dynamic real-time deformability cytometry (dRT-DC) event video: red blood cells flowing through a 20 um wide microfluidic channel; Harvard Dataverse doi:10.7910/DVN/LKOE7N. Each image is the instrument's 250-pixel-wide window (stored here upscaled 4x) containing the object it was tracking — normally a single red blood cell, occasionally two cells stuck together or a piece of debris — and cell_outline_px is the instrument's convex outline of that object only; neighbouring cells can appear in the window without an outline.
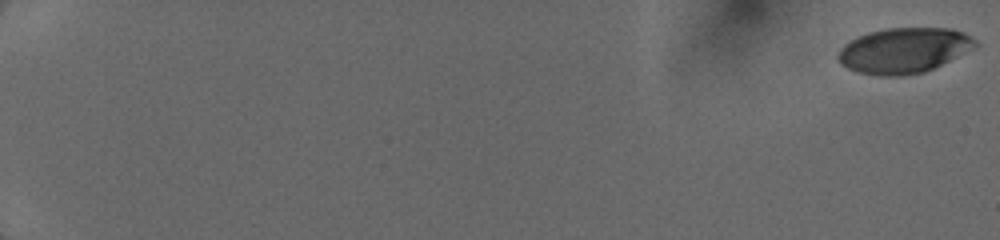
{"species": "human", "species_latin": "Homo sapiens", "temperature_condition": "cold", "stored_images_in_passage": 69, "camera_frame_rate_fps": 3000, "um_per_image_px": 0.085, "donor": {"sex": "female"}, "frame": {"image": 1, "passage_image": 1, "time_ms": 0.0, "image_size_px": [1000, 240], "cell_outline_px": [[980, 44], [976, 48], [924, 72], [900, 76], [880, 76], [860, 72], [848, 68], [840, 64], [836, 56], [840, 48], [848, 40], [856, 36], [868, 32], [888, 28], [952, 28], [964, 32], [976, 40]], "centroid_in_image_um": [76.83, 4.27], "position_along_channel_um": 8.2, "area_um2": 36.59}}
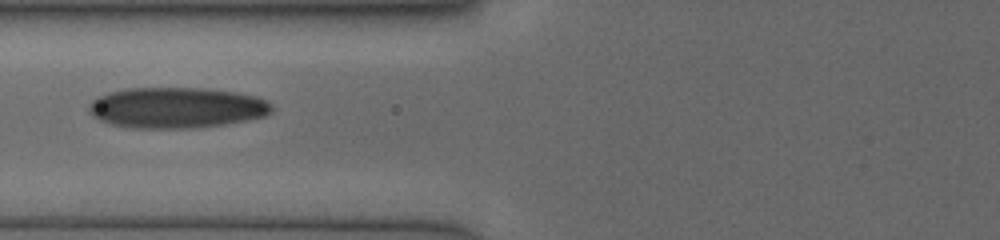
{"frame": {"image": 2, "passage_image": 48, "time_ms": 8.0, "image_size_px": [1000, 240], "cell_outline_px": [[272, 112], [264, 116], [224, 124], [192, 128], [132, 128], [112, 124], [100, 120], [92, 116], [88, 112], [88, 104], [96, 96], [108, 92], [124, 88], [204, 88], [236, 92], [256, 96], [272, 104]], "centroid_in_image_um": [14.95, 9.14], "position_along_channel_um": 110.9, "area_um2": 43.64}}
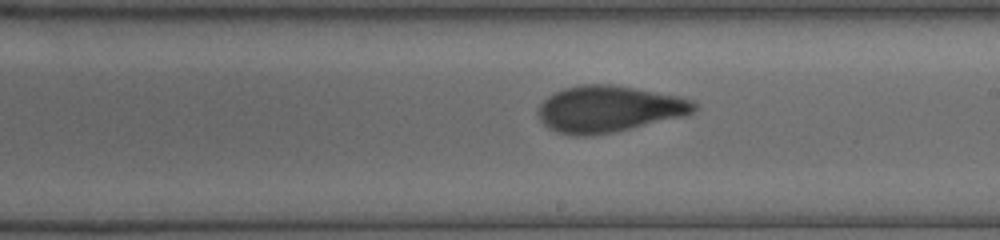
{"frame": {"image": 3, "passage_image": 67, "time_ms": 11.0, "image_size_px": [1000, 240], "cell_outline_px": [[696, 108], [692, 112], [684, 116], [612, 132], [584, 136], [556, 132], [548, 128], [540, 120], [536, 112], [540, 104], [548, 96], [564, 88], [580, 84], [612, 84], [680, 96], [696, 100]], "centroid_in_image_um": [51.74, 9.25], "position_along_channel_um": 237.3, "area_um2": 42.08}}